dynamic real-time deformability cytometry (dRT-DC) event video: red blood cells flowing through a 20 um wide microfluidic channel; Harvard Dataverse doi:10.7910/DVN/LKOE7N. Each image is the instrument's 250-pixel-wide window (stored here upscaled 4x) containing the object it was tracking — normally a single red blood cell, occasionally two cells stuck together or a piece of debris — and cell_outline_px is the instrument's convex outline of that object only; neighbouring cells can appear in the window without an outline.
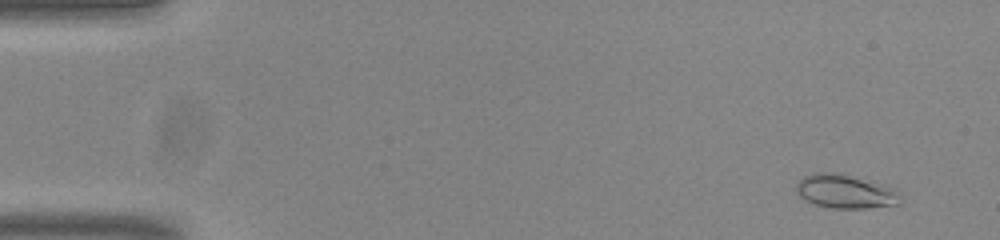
{"species": "common noctule bat (a hibernating species)", "species_latin": "Nyctalus noctula", "temperature_condition": "room temperature", "stored_images_in_passage": 54, "camera_frame_rate_fps": 3000, "um_per_image_px": 0.085, "animal": {"sex": "male", "body_mass_g": 20.0, "forearm_length_mm": 53.3}, "frame": {"image": 1, "passage_image": 4, "time_ms": 1.0, "image_size_px": [1000, 240], "cell_outline_px": [[900, 204], [868, 208], [832, 208], [812, 204], [804, 200], [796, 192], [796, 184], [804, 176], [812, 172], [832, 172], [884, 184], [896, 188], [900, 192]], "centroid_in_image_um": [71.85, 16.28], "position_along_channel_um": 13.1, "area_um2": 20.69}}
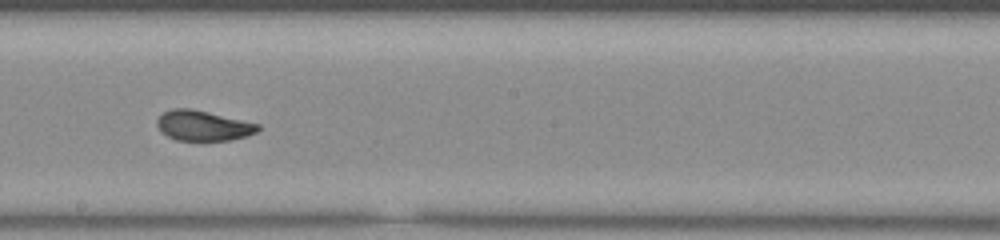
{"frame": {"image": 2, "passage_image": 31, "time_ms": 10.0, "image_size_px": [1000, 240], "cell_outline_px": [[260, 128], [256, 132], [244, 136], [228, 140], [176, 140], [160, 132], [156, 124], [156, 120], [164, 112], [172, 108], [188, 108], [208, 112], [260, 124]], "centroid_in_image_um": [17.22, 10.67], "position_along_channel_um": 231.0, "area_um2": 17.57}}
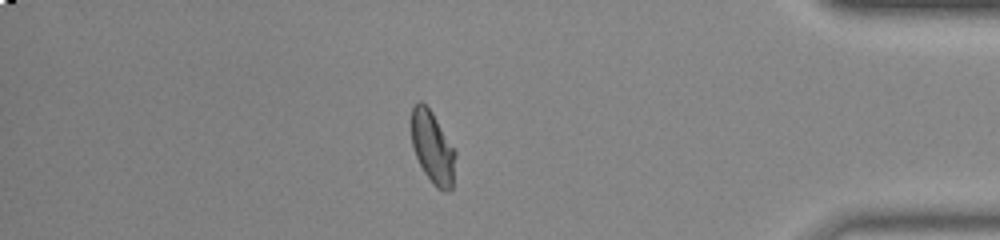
{"frame": {"image": 3, "passage_image": 47, "time_ms": 15.333, "image_size_px": [1000, 240], "cell_outline_px": [[456, 156], [452, 188], [448, 192], [444, 192], [436, 188], [432, 184], [424, 172], [416, 156], [412, 144], [412, 108], [420, 100], [432, 112], [456, 152]], "centroid_in_image_um": [36.79, 12.59], "position_along_channel_um": 398.4, "area_um2": 18.38}, "authors_computed_cell_mechanics": {"area_um2": 18.2937, "velocity_mm_per_s": 3.8039, "shape_relaxation_time_tau1_ms": 3.3049, "shape_relaxation_time_tau2_ms": 1.0251, "deformation_change_tau1": 0.139, "deformation_change_tau2": 0.0649}}